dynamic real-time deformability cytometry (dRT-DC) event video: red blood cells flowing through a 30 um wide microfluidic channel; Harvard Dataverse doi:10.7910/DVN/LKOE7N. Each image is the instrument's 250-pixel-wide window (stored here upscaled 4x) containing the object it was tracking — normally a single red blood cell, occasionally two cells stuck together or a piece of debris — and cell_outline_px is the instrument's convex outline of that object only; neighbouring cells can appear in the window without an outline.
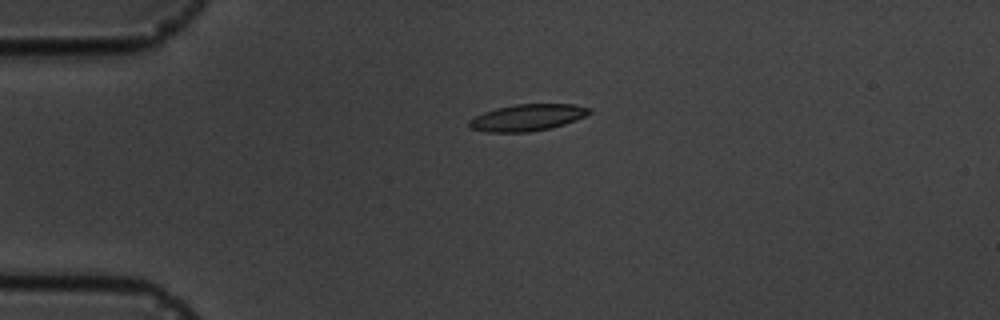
{"species": "common noctule bat (a hibernating species)", "species_latin": "Nyctalus noctula", "temperature_condition": "cold", "stored_images_in_passage": 2, "camera_frame_rate_fps": 3000, "um_per_image_px": 0.085, "animal": {"sex": "male", "body_mass_g": 19.5, "forearm_length_mm": 54.6}, "frame": {"image": 1, "passage_image": 1, "time_ms": 0.0, "image_size_px": [1000, 320], "cell_outline_px": [[592, 112], [576, 120], [552, 128], [528, 132], [488, 132], [472, 128], [468, 124], [468, 120], [484, 112], [496, 108], [516, 104], [572, 104], [592, 108]], "centroid_in_image_um": [44.85, 9.99], "position_along_channel_um": 40.2, "area_um2": 18.61}}